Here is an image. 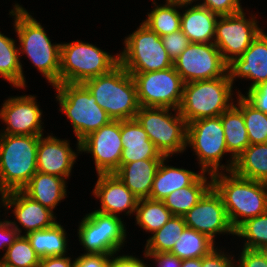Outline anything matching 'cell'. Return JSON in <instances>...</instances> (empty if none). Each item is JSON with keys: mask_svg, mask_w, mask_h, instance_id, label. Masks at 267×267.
Here are the masks:
<instances>
[{"mask_svg": "<svg viewBox=\"0 0 267 267\" xmlns=\"http://www.w3.org/2000/svg\"><path fill=\"white\" fill-rule=\"evenodd\" d=\"M9 15L13 16L14 30L19 40V56L26 55L52 87L59 84L61 43H51L47 32L33 16L15 3ZM22 54V55H21Z\"/></svg>", "mask_w": 267, "mask_h": 267, "instance_id": "cell-1", "label": "cell"}, {"mask_svg": "<svg viewBox=\"0 0 267 267\" xmlns=\"http://www.w3.org/2000/svg\"><path fill=\"white\" fill-rule=\"evenodd\" d=\"M212 187L221 196L235 230L247 219L267 212V183L220 171L212 174Z\"/></svg>", "mask_w": 267, "mask_h": 267, "instance_id": "cell-2", "label": "cell"}, {"mask_svg": "<svg viewBox=\"0 0 267 267\" xmlns=\"http://www.w3.org/2000/svg\"><path fill=\"white\" fill-rule=\"evenodd\" d=\"M112 120L135 119L140 109L132 75L119 63L110 72L83 83Z\"/></svg>", "mask_w": 267, "mask_h": 267, "instance_id": "cell-3", "label": "cell"}, {"mask_svg": "<svg viewBox=\"0 0 267 267\" xmlns=\"http://www.w3.org/2000/svg\"><path fill=\"white\" fill-rule=\"evenodd\" d=\"M39 136L0 134V189L21 190L37 172Z\"/></svg>", "mask_w": 267, "mask_h": 267, "instance_id": "cell-4", "label": "cell"}, {"mask_svg": "<svg viewBox=\"0 0 267 267\" xmlns=\"http://www.w3.org/2000/svg\"><path fill=\"white\" fill-rule=\"evenodd\" d=\"M232 88L228 72L220 78L184 83L178 111L187 124L220 116L234 104Z\"/></svg>", "mask_w": 267, "mask_h": 267, "instance_id": "cell-5", "label": "cell"}, {"mask_svg": "<svg viewBox=\"0 0 267 267\" xmlns=\"http://www.w3.org/2000/svg\"><path fill=\"white\" fill-rule=\"evenodd\" d=\"M54 89L57 91L55 99L59 102V111L67 116L73 126L77 146L90 133L112 121L83 83H61Z\"/></svg>", "mask_w": 267, "mask_h": 267, "instance_id": "cell-6", "label": "cell"}, {"mask_svg": "<svg viewBox=\"0 0 267 267\" xmlns=\"http://www.w3.org/2000/svg\"><path fill=\"white\" fill-rule=\"evenodd\" d=\"M119 64V54L111 55L82 40L62 43L60 47L61 83H84L86 80L110 72Z\"/></svg>", "mask_w": 267, "mask_h": 267, "instance_id": "cell-7", "label": "cell"}, {"mask_svg": "<svg viewBox=\"0 0 267 267\" xmlns=\"http://www.w3.org/2000/svg\"><path fill=\"white\" fill-rule=\"evenodd\" d=\"M135 119L143 127L149 140L165 157L186 150L187 122L177 109L140 107Z\"/></svg>", "mask_w": 267, "mask_h": 267, "instance_id": "cell-8", "label": "cell"}, {"mask_svg": "<svg viewBox=\"0 0 267 267\" xmlns=\"http://www.w3.org/2000/svg\"><path fill=\"white\" fill-rule=\"evenodd\" d=\"M119 63L129 73L165 70L173 66L161 37L143 22L124 39Z\"/></svg>", "mask_w": 267, "mask_h": 267, "instance_id": "cell-9", "label": "cell"}, {"mask_svg": "<svg viewBox=\"0 0 267 267\" xmlns=\"http://www.w3.org/2000/svg\"><path fill=\"white\" fill-rule=\"evenodd\" d=\"M121 217L94 210L83 217L77 235L85 254H117L127 239Z\"/></svg>", "mask_w": 267, "mask_h": 267, "instance_id": "cell-10", "label": "cell"}, {"mask_svg": "<svg viewBox=\"0 0 267 267\" xmlns=\"http://www.w3.org/2000/svg\"><path fill=\"white\" fill-rule=\"evenodd\" d=\"M192 148L200 170L214 174L225 171L221 159L228 152L221 116L194 120L187 124V145Z\"/></svg>", "mask_w": 267, "mask_h": 267, "instance_id": "cell-11", "label": "cell"}, {"mask_svg": "<svg viewBox=\"0 0 267 267\" xmlns=\"http://www.w3.org/2000/svg\"><path fill=\"white\" fill-rule=\"evenodd\" d=\"M134 79L140 107L177 109L184 82L174 66L154 72L130 73Z\"/></svg>", "mask_w": 267, "mask_h": 267, "instance_id": "cell-12", "label": "cell"}, {"mask_svg": "<svg viewBox=\"0 0 267 267\" xmlns=\"http://www.w3.org/2000/svg\"><path fill=\"white\" fill-rule=\"evenodd\" d=\"M244 11L219 16L216 23L214 44L227 64L240 57L263 30L258 25L256 16L250 14L251 17L247 19Z\"/></svg>", "mask_w": 267, "mask_h": 267, "instance_id": "cell-13", "label": "cell"}, {"mask_svg": "<svg viewBox=\"0 0 267 267\" xmlns=\"http://www.w3.org/2000/svg\"><path fill=\"white\" fill-rule=\"evenodd\" d=\"M184 83L223 77L228 64L214 43H190L173 61Z\"/></svg>", "mask_w": 267, "mask_h": 267, "instance_id": "cell-14", "label": "cell"}, {"mask_svg": "<svg viewBox=\"0 0 267 267\" xmlns=\"http://www.w3.org/2000/svg\"><path fill=\"white\" fill-rule=\"evenodd\" d=\"M123 142L121 120H112L80 141V152L94 158L97 174H112L120 167Z\"/></svg>", "mask_w": 267, "mask_h": 267, "instance_id": "cell-15", "label": "cell"}, {"mask_svg": "<svg viewBox=\"0 0 267 267\" xmlns=\"http://www.w3.org/2000/svg\"><path fill=\"white\" fill-rule=\"evenodd\" d=\"M186 226L215 242L217 234L235 235L221 196L211 187L184 216Z\"/></svg>", "mask_w": 267, "mask_h": 267, "instance_id": "cell-16", "label": "cell"}, {"mask_svg": "<svg viewBox=\"0 0 267 267\" xmlns=\"http://www.w3.org/2000/svg\"><path fill=\"white\" fill-rule=\"evenodd\" d=\"M0 109V119L6 125L0 134L41 136L45 127L42 110L36 96H12L4 100Z\"/></svg>", "mask_w": 267, "mask_h": 267, "instance_id": "cell-17", "label": "cell"}, {"mask_svg": "<svg viewBox=\"0 0 267 267\" xmlns=\"http://www.w3.org/2000/svg\"><path fill=\"white\" fill-rule=\"evenodd\" d=\"M69 141L54 137L52 134L47 137L39 136L37 171L69 179L77 155L80 153V146H76L77 152H75L70 147Z\"/></svg>", "mask_w": 267, "mask_h": 267, "instance_id": "cell-18", "label": "cell"}, {"mask_svg": "<svg viewBox=\"0 0 267 267\" xmlns=\"http://www.w3.org/2000/svg\"><path fill=\"white\" fill-rule=\"evenodd\" d=\"M227 72L232 84L237 77L251 80L248 89L267 81V33L264 30L240 57L228 63Z\"/></svg>", "mask_w": 267, "mask_h": 267, "instance_id": "cell-19", "label": "cell"}, {"mask_svg": "<svg viewBox=\"0 0 267 267\" xmlns=\"http://www.w3.org/2000/svg\"><path fill=\"white\" fill-rule=\"evenodd\" d=\"M97 178L92 191L95 198L100 199L101 207L97 211L116 216L122 212L128 216L135 214L139 199L116 174H97Z\"/></svg>", "mask_w": 267, "mask_h": 267, "instance_id": "cell-20", "label": "cell"}, {"mask_svg": "<svg viewBox=\"0 0 267 267\" xmlns=\"http://www.w3.org/2000/svg\"><path fill=\"white\" fill-rule=\"evenodd\" d=\"M13 208L18 224L28 234L32 231L52 227L57 221L54 212L27 196L22 190L9 191L6 199V210Z\"/></svg>", "mask_w": 267, "mask_h": 267, "instance_id": "cell-21", "label": "cell"}, {"mask_svg": "<svg viewBox=\"0 0 267 267\" xmlns=\"http://www.w3.org/2000/svg\"><path fill=\"white\" fill-rule=\"evenodd\" d=\"M121 141L123 150L120 164L165 157L149 140L147 133L136 119L121 120Z\"/></svg>", "mask_w": 267, "mask_h": 267, "instance_id": "cell-22", "label": "cell"}, {"mask_svg": "<svg viewBox=\"0 0 267 267\" xmlns=\"http://www.w3.org/2000/svg\"><path fill=\"white\" fill-rule=\"evenodd\" d=\"M162 159H143L120 164L114 173L124 185L138 198H149L155 173Z\"/></svg>", "mask_w": 267, "mask_h": 267, "instance_id": "cell-23", "label": "cell"}, {"mask_svg": "<svg viewBox=\"0 0 267 267\" xmlns=\"http://www.w3.org/2000/svg\"><path fill=\"white\" fill-rule=\"evenodd\" d=\"M218 18L206 7H187L181 13L180 29L191 43H214Z\"/></svg>", "mask_w": 267, "mask_h": 267, "instance_id": "cell-24", "label": "cell"}, {"mask_svg": "<svg viewBox=\"0 0 267 267\" xmlns=\"http://www.w3.org/2000/svg\"><path fill=\"white\" fill-rule=\"evenodd\" d=\"M66 179L36 172L21 189L27 196L53 211L67 196Z\"/></svg>", "mask_w": 267, "mask_h": 267, "instance_id": "cell-25", "label": "cell"}, {"mask_svg": "<svg viewBox=\"0 0 267 267\" xmlns=\"http://www.w3.org/2000/svg\"><path fill=\"white\" fill-rule=\"evenodd\" d=\"M168 158L164 157L155 173L153 187L149 199L162 201L166 196L177 189L191 185L201 174L200 173L167 165Z\"/></svg>", "mask_w": 267, "mask_h": 267, "instance_id": "cell-26", "label": "cell"}, {"mask_svg": "<svg viewBox=\"0 0 267 267\" xmlns=\"http://www.w3.org/2000/svg\"><path fill=\"white\" fill-rule=\"evenodd\" d=\"M220 116L225 143L231 156L225 165V171L228 172L233 170L235 159L250 145V141L242 111L235 104Z\"/></svg>", "mask_w": 267, "mask_h": 267, "instance_id": "cell-27", "label": "cell"}, {"mask_svg": "<svg viewBox=\"0 0 267 267\" xmlns=\"http://www.w3.org/2000/svg\"><path fill=\"white\" fill-rule=\"evenodd\" d=\"M206 174L210 176V181ZM211 187L212 174L202 172L191 185L173 191L162 202L174 216L183 217Z\"/></svg>", "mask_w": 267, "mask_h": 267, "instance_id": "cell-28", "label": "cell"}, {"mask_svg": "<svg viewBox=\"0 0 267 267\" xmlns=\"http://www.w3.org/2000/svg\"><path fill=\"white\" fill-rule=\"evenodd\" d=\"M59 222L52 227L25 234L35 252L40 256H65L68 252L67 232Z\"/></svg>", "mask_w": 267, "mask_h": 267, "instance_id": "cell-29", "label": "cell"}, {"mask_svg": "<svg viewBox=\"0 0 267 267\" xmlns=\"http://www.w3.org/2000/svg\"><path fill=\"white\" fill-rule=\"evenodd\" d=\"M236 175L267 183V143L250 144L236 159Z\"/></svg>", "mask_w": 267, "mask_h": 267, "instance_id": "cell-30", "label": "cell"}, {"mask_svg": "<svg viewBox=\"0 0 267 267\" xmlns=\"http://www.w3.org/2000/svg\"><path fill=\"white\" fill-rule=\"evenodd\" d=\"M15 42L16 40L0 32V76L13 87L24 89L26 78Z\"/></svg>", "mask_w": 267, "mask_h": 267, "instance_id": "cell-31", "label": "cell"}, {"mask_svg": "<svg viewBox=\"0 0 267 267\" xmlns=\"http://www.w3.org/2000/svg\"><path fill=\"white\" fill-rule=\"evenodd\" d=\"M184 217L172 216L159 230L149 237L145 244L144 255L151 256L157 253H170L175 242L186 228Z\"/></svg>", "mask_w": 267, "mask_h": 267, "instance_id": "cell-32", "label": "cell"}, {"mask_svg": "<svg viewBox=\"0 0 267 267\" xmlns=\"http://www.w3.org/2000/svg\"><path fill=\"white\" fill-rule=\"evenodd\" d=\"M214 245L215 242L207 235L186 227L170 254L180 260L202 258L216 248Z\"/></svg>", "mask_w": 267, "mask_h": 267, "instance_id": "cell-33", "label": "cell"}, {"mask_svg": "<svg viewBox=\"0 0 267 267\" xmlns=\"http://www.w3.org/2000/svg\"><path fill=\"white\" fill-rule=\"evenodd\" d=\"M172 216V212L162 201L149 198L138 200L135 210V221L136 225L138 224L145 232L153 234L162 228Z\"/></svg>", "mask_w": 267, "mask_h": 267, "instance_id": "cell-34", "label": "cell"}, {"mask_svg": "<svg viewBox=\"0 0 267 267\" xmlns=\"http://www.w3.org/2000/svg\"><path fill=\"white\" fill-rule=\"evenodd\" d=\"M154 8L148 12L146 20L142 22L160 37L180 30L181 10L170 3L159 4L152 2ZM179 9V10H178Z\"/></svg>", "mask_w": 267, "mask_h": 267, "instance_id": "cell-35", "label": "cell"}, {"mask_svg": "<svg viewBox=\"0 0 267 267\" xmlns=\"http://www.w3.org/2000/svg\"><path fill=\"white\" fill-rule=\"evenodd\" d=\"M239 92L234 104L242 111L250 144L267 143V114L257 110Z\"/></svg>", "mask_w": 267, "mask_h": 267, "instance_id": "cell-36", "label": "cell"}, {"mask_svg": "<svg viewBox=\"0 0 267 267\" xmlns=\"http://www.w3.org/2000/svg\"><path fill=\"white\" fill-rule=\"evenodd\" d=\"M235 235L245 238L243 248L256 250L267 248V212L247 219L235 230Z\"/></svg>", "mask_w": 267, "mask_h": 267, "instance_id": "cell-37", "label": "cell"}, {"mask_svg": "<svg viewBox=\"0 0 267 267\" xmlns=\"http://www.w3.org/2000/svg\"><path fill=\"white\" fill-rule=\"evenodd\" d=\"M40 259L27 237L19 235L0 258V262L11 267H38Z\"/></svg>", "mask_w": 267, "mask_h": 267, "instance_id": "cell-38", "label": "cell"}, {"mask_svg": "<svg viewBox=\"0 0 267 267\" xmlns=\"http://www.w3.org/2000/svg\"><path fill=\"white\" fill-rule=\"evenodd\" d=\"M163 46L169 57L174 61L191 43L188 37L180 30L161 37Z\"/></svg>", "mask_w": 267, "mask_h": 267, "instance_id": "cell-39", "label": "cell"}, {"mask_svg": "<svg viewBox=\"0 0 267 267\" xmlns=\"http://www.w3.org/2000/svg\"><path fill=\"white\" fill-rule=\"evenodd\" d=\"M201 1V0H200ZM241 0H203L202 3H195L196 6H203L218 16L233 15L243 10Z\"/></svg>", "mask_w": 267, "mask_h": 267, "instance_id": "cell-40", "label": "cell"}, {"mask_svg": "<svg viewBox=\"0 0 267 267\" xmlns=\"http://www.w3.org/2000/svg\"><path fill=\"white\" fill-rule=\"evenodd\" d=\"M17 222L9 219L0 220V250H6L14 243L19 235H23Z\"/></svg>", "mask_w": 267, "mask_h": 267, "instance_id": "cell-41", "label": "cell"}, {"mask_svg": "<svg viewBox=\"0 0 267 267\" xmlns=\"http://www.w3.org/2000/svg\"><path fill=\"white\" fill-rule=\"evenodd\" d=\"M224 253L222 248L220 250L217 246L208 255L201 258V267H236V259L232 254Z\"/></svg>", "mask_w": 267, "mask_h": 267, "instance_id": "cell-42", "label": "cell"}, {"mask_svg": "<svg viewBox=\"0 0 267 267\" xmlns=\"http://www.w3.org/2000/svg\"><path fill=\"white\" fill-rule=\"evenodd\" d=\"M237 259L236 267H267V260L261 250L243 248Z\"/></svg>", "mask_w": 267, "mask_h": 267, "instance_id": "cell-43", "label": "cell"}, {"mask_svg": "<svg viewBox=\"0 0 267 267\" xmlns=\"http://www.w3.org/2000/svg\"><path fill=\"white\" fill-rule=\"evenodd\" d=\"M243 97L257 110L267 114V81L248 89Z\"/></svg>", "mask_w": 267, "mask_h": 267, "instance_id": "cell-44", "label": "cell"}, {"mask_svg": "<svg viewBox=\"0 0 267 267\" xmlns=\"http://www.w3.org/2000/svg\"><path fill=\"white\" fill-rule=\"evenodd\" d=\"M75 259V267H110V255L81 254Z\"/></svg>", "mask_w": 267, "mask_h": 267, "instance_id": "cell-45", "label": "cell"}, {"mask_svg": "<svg viewBox=\"0 0 267 267\" xmlns=\"http://www.w3.org/2000/svg\"><path fill=\"white\" fill-rule=\"evenodd\" d=\"M117 253L114 256V254L111 256L110 259V267H148L146 263H144V260L139 259L133 255H119Z\"/></svg>", "mask_w": 267, "mask_h": 267, "instance_id": "cell-46", "label": "cell"}, {"mask_svg": "<svg viewBox=\"0 0 267 267\" xmlns=\"http://www.w3.org/2000/svg\"><path fill=\"white\" fill-rule=\"evenodd\" d=\"M38 267H75V260L65 256H52L40 259Z\"/></svg>", "mask_w": 267, "mask_h": 267, "instance_id": "cell-47", "label": "cell"}, {"mask_svg": "<svg viewBox=\"0 0 267 267\" xmlns=\"http://www.w3.org/2000/svg\"><path fill=\"white\" fill-rule=\"evenodd\" d=\"M145 258L150 257L157 262L158 267H180L182 260L170 253H157L151 256H145Z\"/></svg>", "mask_w": 267, "mask_h": 267, "instance_id": "cell-48", "label": "cell"}, {"mask_svg": "<svg viewBox=\"0 0 267 267\" xmlns=\"http://www.w3.org/2000/svg\"><path fill=\"white\" fill-rule=\"evenodd\" d=\"M199 0H166L167 3L173 4L174 6H177L178 8H187L196 6L195 4L192 5V3L197 2Z\"/></svg>", "mask_w": 267, "mask_h": 267, "instance_id": "cell-49", "label": "cell"}, {"mask_svg": "<svg viewBox=\"0 0 267 267\" xmlns=\"http://www.w3.org/2000/svg\"><path fill=\"white\" fill-rule=\"evenodd\" d=\"M180 267H201V258L184 259Z\"/></svg>", "mask_w": 267, "mask_h": 267, "instance_id": "cell-50", "label": "cell"}, {"mask_svg": "<svg viewBox=\"0 0 267 267\" xmlns=\"http://www.w3.org/2000/svg\"><path fill=\"white\" fill-rule=\"evenodd\" d=\"M7 195H8V192L7 191H5V190H2V189H0V197H1V202H0V204L4 207V208H6V199H7ZM1 212V211H0Z\"/></svg>", "mask_w": 267, "mask_h": 267, "instance_id": "cell-51", "label": "cell"}, {"mask_svg": "<svg viewBox=\"0 0 267 267\" xmlns=\"http://www.w3.org/2000/svg\"><path fill=\"white\" fill-rule=\"evenodd\" d=\"M261 251L263 252V254L265 255V258L267 260V248H264Z\"/></svg>", "mask_w": 267, "mask_h": 267, "instance_id": "cell-52", "label": "cell"}, {"mask_svg": "<svg viewBox=\"0 0 267 267\" xmlns=\"http://www.w3.org/2000/svg\"><path fill=\"white\" fill-rule=\"evenodd\" d=\"M0 267H11V266H8V265L3 264V263L0 262Z\"/></svg>", "mask_w": 267, "mask_h": 267, "instance_id": "cell-53", "label": "cell"}]
</instances>
